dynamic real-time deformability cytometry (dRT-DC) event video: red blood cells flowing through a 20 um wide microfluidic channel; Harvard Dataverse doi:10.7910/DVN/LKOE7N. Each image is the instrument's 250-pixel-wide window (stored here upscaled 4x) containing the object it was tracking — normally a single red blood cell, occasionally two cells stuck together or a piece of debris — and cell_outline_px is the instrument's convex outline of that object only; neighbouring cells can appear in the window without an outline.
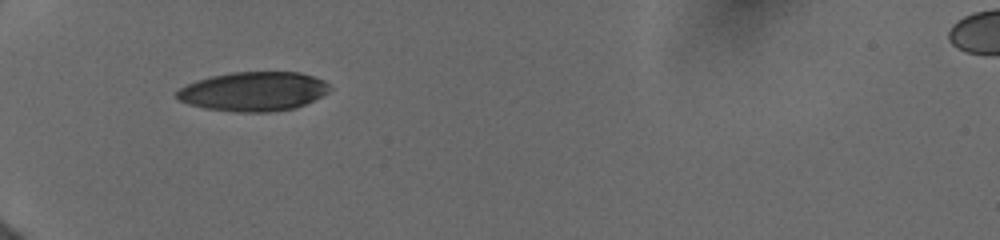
{"species": "human", "species_latin": "Homo sapiens", "temperature_condition": "cold", "stored_images_in_passage": 9, "camera_frame_rate_fps": 3000, "um_per_image_px": 0.085, "donor": {"sex": "female"}, "frame": {"image": 1, "passage_image": 1, "time_ms": 0.0, "image_size_px": [1000, 240], "cell_outline_px": [[332, 88], [328, 92], [296, 108], [268, 112], [236, 112], [204, 108], [188, 104], [180, 100], [176, 96], [176, 92], [180, 88], [196, 80], [212, 76], [232, 72], [300, 72], [324, 80]], "centroid_in_image_um": [21.54, 7.77], "position_along_channel_um": 63.5, "area_um2": 34.85}}
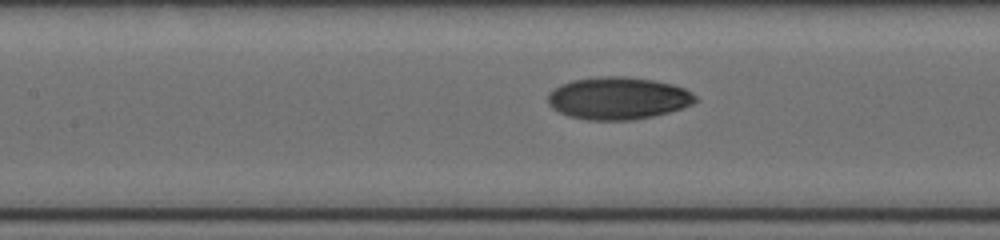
{"frame": {"image": 2, "passage_image": 6, "time_ms": 2.667, "image_size_px": [1000, 240], "cell_outline_px": [[696, 100], [692, 104], [668, 112], [652, 116], [632, 120], [588, 120], [568, 116], [552, 108], [548, 104], [548, 92], [560, 84], [572, 80], [600, 76], [624, 76], [652, 80], [672, 84], [684, 88], [692, 92], [696, 96]], "centroid_in_image_um": [52.5, 8.34], "position_along_channel_um": 154.9, "area_um2": 36.41}}
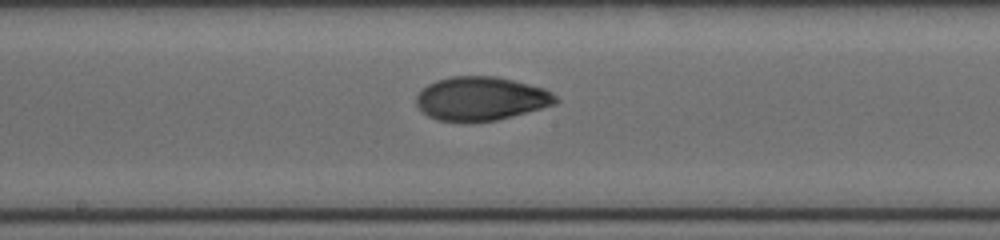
{"frame": {"image": 3, "passage_image": 8, "time_ms": 4.0, "image_size_px": [1000, 240], "cell_outline_px": [[560, 100], [556, 104], [512, 116], [496, 120], [464, 124], [436, 120], [428, 116], [416, 104], [416, 96], [428, 84], [436, 80], [452, 76], [496, 76], [544, 88], [552, 92]], "centroid_in_image_um": [40.88, 8.41], "position_along_channel_um": 207.3, "area_um2": 35.89}}